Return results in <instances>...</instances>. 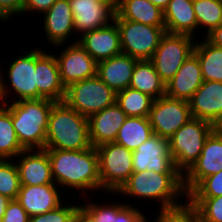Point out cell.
Returning a JSON list of instances; mask_svg holds the SVG:
<instances>
[{"label": "cell", "mask_w": 222, "mask_h": 222, "mask_svg": "<svg viewBox=\"0 0 222 222\" xmlns=\"http://www.w3.org/2000/svg\"><path fill=\"white\" fill-rule=\"evenodd\" d=\"M206 36V37H205ZM203 35L210 43L222 48V24L214 28L210 33Z\"/></svg>", "instance_id": "cell-42"}, {"label": "cell", "mask_w": 222, "mask_h": 222, "mask_svg": "<svg viewBox=\"0 0 222 222\" xmlns=\"http://www.w3.org/2000/svg\"><path fill=\"white\" fill-rule=\"evenodd\" d=\"M204 82L198 57L193 53L165 85V95L189 101Z\"/></svg>", "instance_id": "cell-23"}, {"label": "cell", "mask_w": 222, "mask_h": 222, "mask_svg": "<svg viewBox=\"0 0 222 222\" xmlns=\"http://www.w3.org/2000/svg\"><path fill=\"white\" fill-rule=\"evenodd\" d=\"M24 2L25 0H0V21L3 23L14 15H21Z\"/></svg>", "instance_id": "cell-40"}, {"label": "cell", "mask_w": 222, "mask_h": 222, "mask_svg": "<svg viewBox=\"0 0 222 222\" xmlns=\"http://www.w3.org/2000/svg\"><path fill=\"white\" fill-rule=\"evenodd\" d=\"M129 87L149 95L154 100L165 95V83L150 60L136 62Z\"/></svg>", "instance_id": "cell-28"}, {"label": "cell", "mask_w": 222, "mask_h": 222, "mask_svg": "<svg viewBox=\"0 0 222 222\" xmlns=\"http://www.w3.org/2000/svg\"><path fill=\"white\" fill-rule=\"evenodd\" d=\"M44 150L51 162L53 180L60 189L66 187L69 192L78 190L83 196L87 195V191L93 192L91 196L98 190L101 192L96 147L84 150Z\"/></svg>", "instance_id": "cell-1"}, {"label": "cell", "mask_w": 222, "mask_h": 222, "mask_svg": "<svg viewBox=\"0 0 222 222\" xmlns=\"http://www.w3.org/2000/svg\"><path fill=\"white\" fill-rule=\"evenodd\" d=\"M57 0H25L24 6L22 9V14L28 13H34L42 15L44 12L48 11L51 6L56 2Z\"/></svg>", "instance_id": "cell-41"}, {"label": "cell", "mask_w": 222, "mask_h": 222, "mask_svg": "<svg viewBox=\"0 0 222 222\" xmlns=\"http://www.w3.org/2000/svg\"><path fill=\"white\" fill-rule=\"evenodd\" d=\"M119 196L149 199L160 204V209L182 204L179 200L187 199L181 173H157L144 170L133 172L127 182L117 192ZM129 196V197H128ZM178 199V200H177Z\"/></svg>", "instance_id": "cell-2"}, {"label": "cell", "mask_w": 222, "mask_h": 222, "mask_svg": "<svg viewBox=\"0 0 222 222\" xmlns=\"http://www.w3.org/2000/svg\"><path fill=\"white\" fill-rule=\"evenodd\" d=\"M188 102L192 117L215 126L222 118V82L204 81Z\"/></svg>", "instance_id": "cell-21"}, {"label": "cell", "mask_w": 222, "mask_h": 222, "mask_svg": "<svg viewBox=\"0 0 222 222\" xmlns=\"http://www.w3.org/2000/svg\"><path fill=\"white\" fill-rule=\"evenodd\" d=\"M96 152L101 192L115 195L133 173L132 150L115 142H109L96 147Z\"/></svg>", "instance_id": "cell-7"}, {"label": "cell", "mask_w": 222, "mask_h": 222, "mask_svg": "<svg viewBox=\"0 0 222 222\" xmlns=\"http://www.w3.org/2000/svg\"><path fill=\"white\" fill-rule=\"evenodd\" d=\"M114 21L120 31L122 53L138 60H150L166 33L165 26H150L125 19Z\"/></svg>", "instance_id": "cell-10"}, {"label": "cell", "mask_w": 222, "mask_h": 222, "mask_svg": "<svg viewBox=\"0 0 222 222\" xmlns=\"http://www.w3.org/2000/svg\"><path fill=\"white\" fill-rule=\"evenodd\" d=\"M73 222H93L91 217L80 207L76 212Z\"/></svg>", "instance_id": "cell-43"}, {"label": "cell", "mask_w": 222, "mask_h": 222, "mask_svg": "<svg viewBox=\"0 0 222 222\" xmlns=\"http://www.w3.org/2000/svg\"><path fill=\"white\" fill-rule=\"evenodd\" d=\"M13 159H0V194L16 199L20 190L18 168Z\"/></svg>", "instance_id": "cell-34"}, {"label": "cell", "mask_w": 222, "mask_h": 222, "mask_svg": "<svg viewBox=\"0 0 222 222\" xmlns=\"http://www.w3.org/2000/svg\"><path fill=\"white\" fill-rule=\"evenodd\" d=\"M10 201H11L10 198L0 194V221L3 219V216Z\"/></svg>", "instance_id": "cell-44"}, {"label": "cell", "mask_w": 222, "mask_h": 222, "mask_svg": "<svg viewBox=\"0 0 222 222\" xmlns=\"http://www.w3.org/2000/svg\"><path fill=\"white\" fill-rule=\"evenodd\" d=\"M114 19H125L150 26H165L163 11L148 0H119Z\"/></svg>", "instance_id": "cell-27"}, {"label": "cell", "mask_w": 222, "mask_h": 222, "mask_svg": "<svg viewBox=\"0 0 222 222\" xmlns=\"http://www.w3.org/2000/svg\"><path fill=\"white\" fill-rule=\"evenodd\" d=\"M78 37L76 41L97 63L122 54L120 31L115 21Z\"/></svg>", "instance_id": "cell-16"}, {"label": "cell", "mask_w": 222, "mask_h": 222, "mask_svg": "<svg viewBox=\"0 0 222 222\" xmlns=\"http://www.w3.org/2000/svg\"><path fill=\"white\" fill-rule=\"evenodd\" d=\"M80 204L76 202L72 205L65 202L56 209L46 212L44 214L31 216L28 222H73L74 216Z\"/></svg>", "instance_id": "cell-38"}, {"label": "cell", "mask_w": 222, "mask_h": 222, "mask_svg": "<svg viewBox=\"0 0 222 222\" xmlns=\"http://www.w3.org/2000/svg\"><path fill=\"white\" fill-rule=\"evenodd\" d=\"M30 216L20 203L13 199L9 202L3 219L0 222H28Z\"/></svg>", "instance_id": "cell-39"}, {"label": "cell", "mask_w": 222, "mask_h": 222, "mask_svg": "<svg viewBox=\"0 0 222 222\" xmlns=\"http://www.w3.org/2000/svg\"><path fill=\"white\" fill-rule=\"evenodd\" d=\"M69 3L74 18V40L76 34L82 35L112 23L116 15L111 6L91 0H69Z\"/></svg>", "instance_id": "cell-17"}, {"label": "cell", "mask_w": 222, "mask_h": 222, "mask_svg": "<svg viewBox=\"0 0 222 222\" xmlns=\"http://www.w3.org/2000/svg\"><path fill=\"white\" fill-rule=\"evenodd\" d=\"M116 95L117 93L96 75L69 85L63 101L81 115L89 117L115 104Z\"/></svg>", "instance_id": "cell-8"}, {"label": "cell", "mask_w": 222, "mask_h": 222, "mask_svg": "<svg viewBox=\"0 0 222 222\" xmlns=\"http://www.w3.org/2000/svg\"><path fill=\"white\" fill-rule=\"evenodd\" d=\"M215 130L210 122L192 117L169 139L175 168L184 175L201 155L206 139Z\"/></svg>", "instance_id": "cell-5"}, {"label": "cell", "mask_w": 222, "mask_h": 222, "mask_svg": "<svg viewBox=\"0 0 222 222\" xmlns=\"http://www.w3.org/2000/svg\"><path fill=\"white\" fill-rule=\"evenodd\" d=\"M90 202L80 207L91 217L93 222H148L140 208L130 203L117 201L114 203ZM97 203V204H96ZM132 205V206H131ZM134 206V207H133Z\"/></svg>", "instance_id": "cell-25"}, {"label": "cell", "mask_w": 222, "mask_h": 222, "mask_svg": "<svg viewBox=\"0 0 222 222\" xmlns=\"http://www.w3.org/2000/svg\"><path fill=\"white\" fill-rule=\"evenodd\" d=\"M153 98L130 87L117 92L116 104L127 117H147L151 110Z\"/></svg>", "instance_id": "cell-32"}, {"label": "cell", "mask_w": 222, "mask_h": 222, "mask_svg": "<svg viewBox=\"0 0 222 222\" xmlns=\"http://www.w3.org/2000/svg\"><path fill=\"white\" fill-rule=\"evenodd\" d=\"M133 172L180 173L169 152V140L153 135L132 151Z\"/></svg>", "instance_id": "cell-13"}, {"label": "cell", "mask_w": 222, "mask_h": 222, "mask_svg": "<svg viewBox=\"0 0 222 222\" xmlns=\"http://www.w3.org/2000/svg\"><path fill=\"white\" fill-rule=\"evenodd\" d=\"M186 203L158 210L153 222H200L198 209L188 199Z\"/></svg>", "instance_id": "cell-35"}, {"label": "cell", "mask_w": 222, "mask_h": 222, "mask_svg": "<svg viewBox=\"0 0 222 222\" xmlns=\"http://www.w3.org/2000/svg\"><path fill=\"white\" fill-rule=\"evenodd\" d=\"M36 48V86L37 99H50L61 102L65 98L66 88L62 84L55 54Z\"/></svg>", "instance_id": "cell-15"}, {"label": "cell", "mask_w": 222, "mask_h": 222, "mask_svg": "<svg viewBox=\"0 0 222 222\" xmlns=\"http://www.w3.org/2000/svg\"><path fill=\"white\" fill-rule=\"evenodd\" d=\"M193 8L199 35L202 29L208 34L222 24V0H193Z\"/></svg>", "instance_id": "cell-33"}, {"label": "cell", "mask_w": 222, "mask_h": 222, "mask_svg": "<svg viewBox=\"0 0 222 222\" xmlns=\"http://www.w3.org/2000/svg\"><path fill=\"white\" fill-rule=\"evenodd\" d=\"M69 41L68 45L60 44L56 48L60 49L55 58L58 63L62 84L67 88L75 82L82 81L97 75V62L86 52L77 42ZM72 43V44H71Z\"/></svg>", "instance_id": "cell-12"}, {"label": "cell", "mask_w": 222, "mask_h": 222, "mask_svg": "<svg viewBox=\"0 0 222 222\" xmlns=\"http://www.w3.org/2000/svg\"><path fill=\"white\" fill-rule=\"evenodd\" d=\"M100 4L109 5L111 6L115 11L118 8L119 0H91Z\"/></svg>", "instance_id": "cell-45"}, {"label": "cell", "mask_w": 222, "mask_h": 222, "mask_svg": "<svg viewBox=\"0 0 222 222\" xmlns=\"http://www.w3.org/2000/svg\"><path fill=\"white\" fill-rule=\"evenodd\" d=\"M215 130L222 135V118L220 121L215 125Z\"/></svg>", "instance_id": "cell-47"}, {"label": "cell", "mask_w": 222, "mask_h": 222, "mask_svg": "<svg viewBox=\"0 0 222 222\" xmlns=\"http://www.w3.org/2000/svg\"><path fill=\"white\" fill-rule=\"evenodd\" d=\"M194 36L165 33L150 61L165 85L175 76L182 64L193 54Z\"/></svg>", "instance_id": "cell-9"}, {"label": "cell", "mask_w": 222, "mask_h": 222, "mask_svg": "<svg viewBox=\"0 0 222 222\" xmlns=\"http://www.w3.org/2000/svg\"><path fill=\"white\" fill-rule=\"evenodd\" d=\"M138 59L120 54L97 63V76L116 93L130 86Z\"/></svg>", "instance_id": "cell-24"}, {"label": "cell", "mask_w": 222, "mask_h": 222, "mask_svg": "<svg viewBox=\"0 0 222 222\" xmlns=\"http://www.w3.org/2000/svg\"><path fill=\"white\" fill-rule=\"evenodd\" d=\"M191 118L188 101L166 95L153 100L148 116L153 133L168 140Z\"/></svg>", "instance_id": "cell-11"}, {"label": "cell", "mask_w": 222, "mask_h": 222, "mask_svg": "<svg viewBox=\"0 0 222 222\" xmlns=\"http://www.w3.org/2000/svg\"><path fill=\"white\" fill-rule=\"evenodd\" d=\"M90 147L88 117L64 101L55 102L49 115L45 149L84 150Z\"/></svg>", "instance_id": "cell-3"}, {"label": "cell", "mask_w": 222, "mask_h": 222, "mask_svg": "<svg viewBox=\"0 0 222 222\" xmlns=\"http://www.w3.org/2000/svg\"><path fill=\"white\" fill-rule=\"evenodd\" d=\"M222 170V135L214 130L206 139L201 155L183 175V186L188 194L202 179Z\"/></svg>", "instance_id": "cell-14"}, {"label": "cell", "mask_w": 222, "mask_h": 222, "mask_svg": "<svg viewBox=\"0 0 222 222\" xmlns=\"http://www.w3.org/2000/svg\"><path fill=\"white\" fill-rule=\"evenodd\" d=\"M222 196V170L202 179L186 197H218Z\"/></svg>", "instance_id": "cell-37"}, {"label": "cell", "mask_w": 222, "mask_h": 222, "mask_svg": "<svg viewBox=\"0 0 222 222\" xmlns=\"http://www.w3.org/2000/svg\"><path fill=\"white\" fill-rule=\"evenodd\" d=\"M127 115L115 103L88 117L89 137L93 147L115 142Z\"/></svg>", "instance_id": "cell-22"}, {"label": "cell", "mask_w": 222, "mask_h": 222, "mask_svg": "<svg viewBox=\"0 0 222 222\" xmlns=\"http://www.w3.org/2000/svg\"><path fill=\"white\" fill-rule=\"evenodd\" d=\"M54 103L42 98L4 104L11 111L14 130L25 150L45 149L46 130Z\"/></svg>", "instance_id": "cell-4"}, {"label": "cell", "mask_w": 222, "mask_h": 222, "mask_svg": "<svg viewBox=\"0 0 222 222\" xmlns=\"http://www.w3.org/2000/svg\"><path fill=\"white\" fill-rule=\"evenodd\" d=\"M23 53L21 57L14 58L8 65L9 68H7L6 73L8 77H4L5 74L0 69V104L37 99L36 48ZM6 78L7 80H5ZM13 96L14 98H12Z\"/></svg>", "instance_id": "cell-6"}, {"label": "cell", "mask_w": 222, "mask_h": 222, "mask_svg": "<svg viewBox=\"0 0 222 222\" xmlns=\"http://www.w3.org/2000/svg\"><path fill=\"white\" fill-rule=\"evenodd\" d=\"M14 161L18 168L21 185L37 186L55 183L51 162L44 149L24 150L14 158Z\"/></svg>", "instance_id": "cell-18"}, {"label": "cell", "mask_w": 222, "mask_h": 222, "mask_svg": "<svg viewBox=\"0 0 222 222\" xmlns=\"http://www.w3.org/2000/svg\"><path fill=\"white\" fill-rule=\"evenodd\" d=\"M201 41L196 38L193 53L199 59L203 80L222 82V48L206 38Z\"/></svg>", "instance_id": "cell-29"}, {"label": "cell", "mask_w": 222, "mask_h": 222, "mask_svg": "<svg viewBox=\"0 0 222 222\" xmlns=\"http://www.w3.org/2000/svg\"><path fill=\"white\" fill-rule=\"evenodd\" d=\"M197 207L200 222H222V196L187 197Z\"/></svg>", "instance_id": "cell-36"}, {"label": "cell", "mask_w": 222, "mask_h": 222, "mask_svg": "<svg viewBox=\"0 0 222 222\" xmlns=\"http://www.w3.org/2000/svg\"><path fill=\"white\" fill-rule=\"evenodd\" d=\"M154 135L147 117H127L118 131L115 143L135 150Z\"/></svg>", "instance_id": "cell-30"}, {"label": "cell", "mask_w": 222, "mask_h": 222, "mask_svg": "<svg viewBox=\"0 0 222 222\" xmlns=\"http://www.w3.org/2000/svg\"><path fill=\"white\" fill-rule=\"evenodd\" d=\"M57 188L59 189L55 183L37 186L21 185L16 200L30 217L44 214L64 203L62 192Z\"/></svg>", "instance_id": "cell-19"}, {"label": "cell", "mask_w": 222, "mask_h": 222, "mask_svg": "<svg viewBox=\"0 0 222 222\" xmlns=\"http://www.w3.org/2000/svg\"><path fill=\"white\" fill-rule=\"evenodd\" d=\"M43 26L48 44L55 47L60 44H68V38L75 33L74 18L69 0H57L51 8L44 12ZM72 34V36H71Z\"/></svg>", "instance_id": "cell-20"}, {"label": "cell", "mask_w": 222, "mask_h": 222, "mask_svg": "<svg viewBox=\"0 0 222 222\" xmlns=\"http://www.w3.org/2000/svg\"><path fill=\"white\" fill-rule=\"evenodd\" d=\"M24 150L14 130L11 111L0 104V159H14Z\"/></svg>", "instance_id": "cell-31"}, {"label": "cell", "mask_w": 222, "mask_h": 222, "mask_svg": "<svg viewBox=\"0 0 222 222\" xmlns=\"http://www.w3.org/2000/svg\"><path fill=\"white\" fill-rule=\"evenodd\" d=\"M163 15L167 33L190 36L198 33L193 0H170Z\"/></svg>", "instance_id": "cell-26"}, {"label": "cell", "mask_w": 222, "mask_h": 222, "mask_svg": "<svg viewBox=\"0 0 222 222\" xmlns=\"http://www.w3.org/2000/svg\"><path fill=\"white\" fill-rule=\"evenodd\" d=\"M148 1L153 3L155 6L160 8L162 11H164L170 0H148Z\"/></svg>", "instance_id": "cell-46"}]
</instances>
